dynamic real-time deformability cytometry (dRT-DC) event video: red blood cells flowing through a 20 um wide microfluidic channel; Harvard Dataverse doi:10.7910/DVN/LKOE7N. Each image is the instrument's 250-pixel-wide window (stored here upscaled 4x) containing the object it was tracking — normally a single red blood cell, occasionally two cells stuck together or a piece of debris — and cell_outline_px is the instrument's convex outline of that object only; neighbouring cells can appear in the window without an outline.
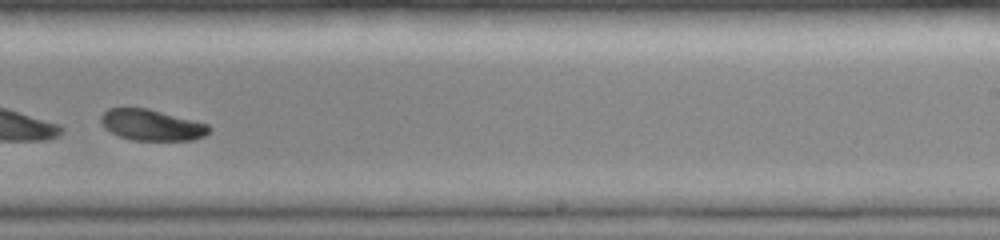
{"species": "common noctule bat (a hibernating species)", "species_latin": "Nyctalus noctula", "temperature_condition": "room temperature", "stored_images_in_passage": 31, "camera_frame_rate_fps": 3000, "um_per_image_px": 0.085, "animal": {"sex": "female", "body_mass_g": 19.0, "forearm_length_mm": 51.5}, "frame": {"image": 1, "passage_image": 18, "time_ms": 5.667, "image_size_px": [1000, 240], "cell_outline_px": [[212, 128], [204, 136], [192, 140], [132, 140], [120, 136], [104, 128], [100, 120], [100, 116], [108, 108], [148, 108], [208, 124]], "centroid_in_image_um": [12.88, 10.62], "position_along_channel_um": 276.1, "area_um2": 19.48}, "authors_computed_cell_mechanics": {"area_um2": 20.808, "velocity_mm_per_s": 4.1414, "shape_relaxation_time_tau1_ms": 0.8483, "shape_relaxation_time_tau2_ms": null, "deformation_change_tau1": 0.2661, "deformation_change_tau2": null}}